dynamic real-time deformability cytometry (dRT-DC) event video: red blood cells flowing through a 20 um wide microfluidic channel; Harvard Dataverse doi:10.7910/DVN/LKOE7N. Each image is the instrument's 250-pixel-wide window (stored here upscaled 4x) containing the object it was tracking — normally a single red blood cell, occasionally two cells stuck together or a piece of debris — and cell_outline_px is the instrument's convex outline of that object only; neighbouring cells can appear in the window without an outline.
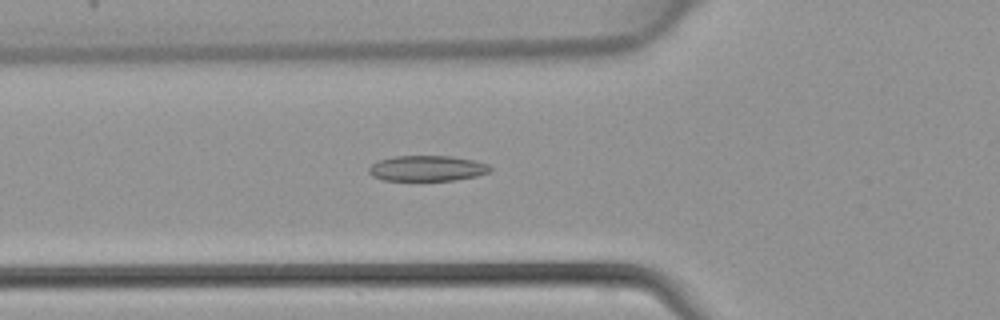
{"species": "common noctule bat (a hibernating species)", "species_latin": "Nyctalus noctula", "temperature_condition": "warm", "stored_images_in_passage": 45, "camera_frame_rate_fps": 3000, "um_per_image_px": 0.085, "animal": {"sex": "female", "body_mass_g": 22.7, "forearm_length_mm": 54.2}, "frame": {"image": 1, "passage_image": 16, "time_ms": 5.0, "image_size_px": [1000, 320], "cell_outline_px": [[492, 168], [488, 172], [476, 176], [456, 180], [384, 180], [372, 176], [368, 172], [368, 168], [372, 164], [380, 160], [392, 156], [452, 156], [472, 160], [488, 164]], "centroid_in_image_um": [36.29, 14.3], "position_along_channel_um": 89.5, "area_um2": 17.98}}
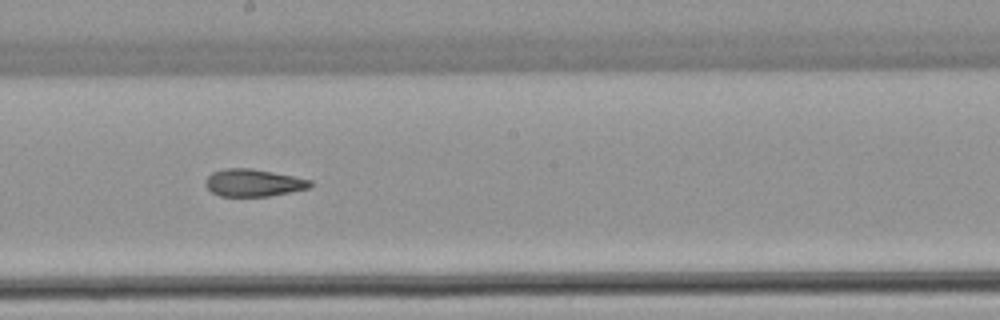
{"frame": {"image": 2, "passage_image": 25, "time_ms": 8.0, "image_size_px": [1000, 320], "cell_outline_px": [[312, 184], [308, 188], [268, 196], [220, 196], [212, 192], [204, 184], [204, 180], [212, 172], [224, 168], [252, 168], [312, 180]], "centroid_in_image_um": [21.49, 15.53], "position_along_channel_um": 226.7, "area_um2": 16.59}}
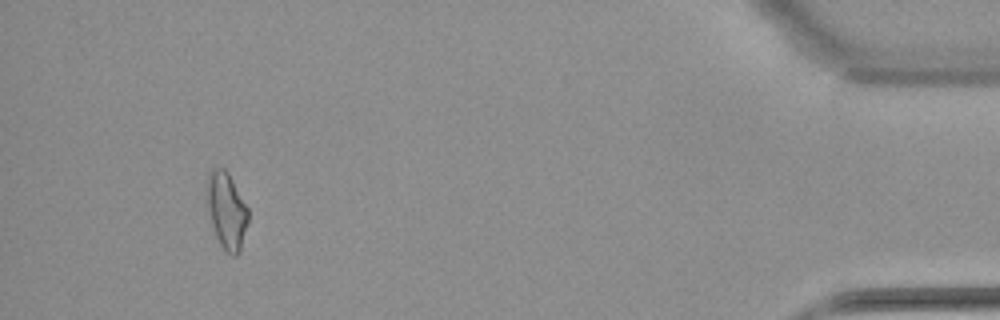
{"frame": {"image": 3, "passage_image": 42, "time_ms": 13.667, "image_size_px": [1000, 320], "cell_outline_px": [[248, 220], [240, 252], [236, 256], [232, 256], [220, 244], [216, 236], [212, 224], [208, 208], [208, 172], [212, 168], [224, 168], [228, 172], [248, 208]], "centroid_in_image_um": [19.28, 17.9], "position_along_channel_um": 415.9, "area_um2": 18.03}}